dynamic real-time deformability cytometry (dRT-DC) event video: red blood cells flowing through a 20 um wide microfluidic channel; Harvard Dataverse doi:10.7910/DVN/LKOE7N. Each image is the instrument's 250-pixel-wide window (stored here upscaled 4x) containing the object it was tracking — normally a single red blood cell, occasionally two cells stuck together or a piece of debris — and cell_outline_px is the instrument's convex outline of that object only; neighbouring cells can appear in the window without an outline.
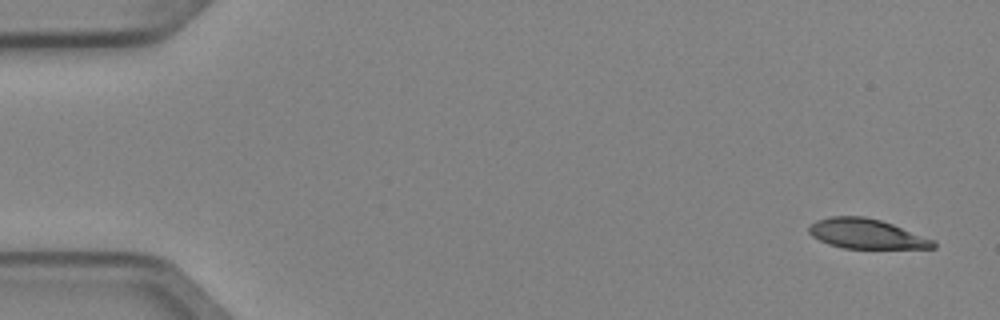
{"species": "Egyptian fruit bat (a non-hibernating species)", "species_latin": "Rousettus aegyptiacus", "temperature_condition": "cold", "stored_images_in_passage": 4, "camera_frame_rate_fps": 3000, "um_per_image_px": 0.085, "animal": {"sex": "female"}, "frame": {"image": 1, "passage_image": 1, "time_ms": 0.0, "image_size_px": [1000, 320], "cell_outline_px": [[936, 248], [844, 248], [828, 244], [812, 236], [808, 232], [808, 228], [816, 220], [832, 216], [864, 216], [880, 220], [892, 224], [936, 240]], "centroid_in_image_um": [73.66, 19.87], "position_along_channel_um": 11.3, "area_um2": 21.5}}
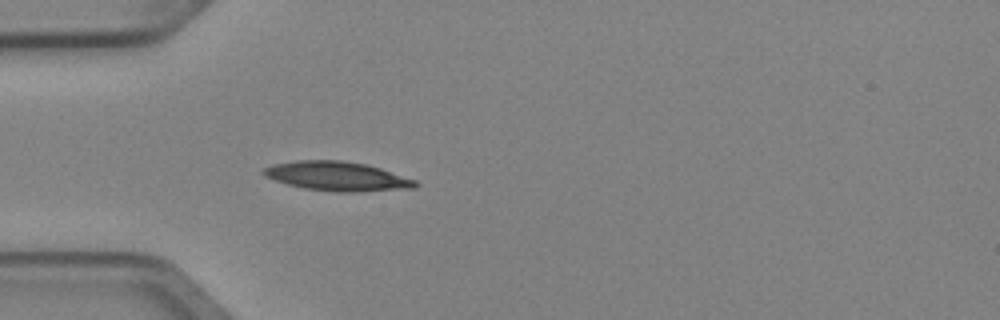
{"frame": {"image": 2, "passage_image": 4, "time_ms": 1.0, "image_size_px": [1000, 320], "cell_outline_px": [[420, 184], [416, 188], [352, 192], [336, 192], [304, 188], [288, 184], [264, 176], [260, 172], [264, 168], [272, 164], [296, 160], [344, 160], [364, 164], [380, 168], [416, 180]], "centroid_in_image_um": [28.66, 14.98], "position_along_channel_um": 56.3, "area_um2": 25.89}}